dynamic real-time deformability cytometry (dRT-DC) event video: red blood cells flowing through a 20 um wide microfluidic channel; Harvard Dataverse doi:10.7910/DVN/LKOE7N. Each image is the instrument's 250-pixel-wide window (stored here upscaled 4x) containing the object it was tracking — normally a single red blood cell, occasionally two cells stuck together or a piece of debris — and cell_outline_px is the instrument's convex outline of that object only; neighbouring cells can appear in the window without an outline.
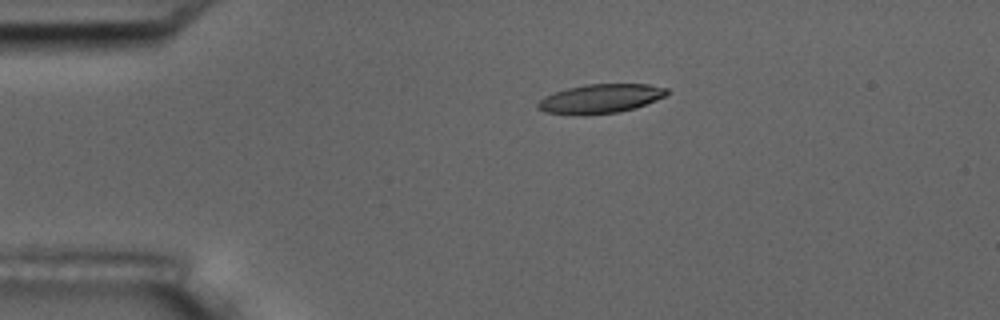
{"species": "common noctule bat (a hibernating species)", "species_latin": "Nyctalus noctula", "temperature_condition": "room temperature", "stored_images_in_passage": 6, "camera_frame_rate_fps": 3000, "um_per_image_px": 0.085, "animal": {"sex": "male", "body_mass_g": 17.5, "forearm_length_mm": 52.3}, "frame": {"image": 1, "passage_image": 4, "time_ms": 3.667, "image_size_px": [1000, 320], "cell_outline_px": [[668, 92], [664, 96], [656, 100], [636, 108], [620, 112], [584, 116], [580, 116], [544, 112], [536, 108], [536, 104], [544, 96], [568, 88], [588, 84], [648, 84], [668, 88]], "centroid_in_image_um": [51.01, 8.41], "position_along_channel_um": 34.0, "area_um2": 22.14}}
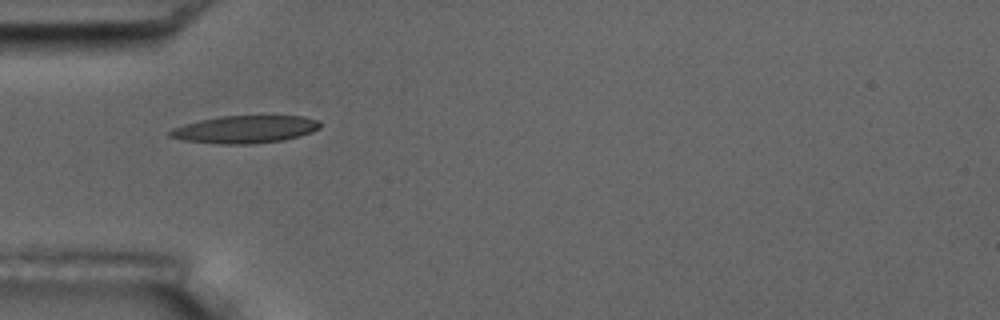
{"frame": {"image": 2, "passage_image": 5, "time_ms": 5.667, "image_size_px": [1000, 320], "cell_outline_px": [[320, 128], [312, 132], [300, 136], [284, 140], [252, 144], [220, 144], [184, 140], [168, 136], [168, 132], [172, 128], [184, 124], [200, 120], [220, 116], [304, 116], [316, 120], [320, 124]], "centroid_in_image_um": [20.82, 11.0], "position_along_channel_um": 64.2, "area_um2": 24.1}}